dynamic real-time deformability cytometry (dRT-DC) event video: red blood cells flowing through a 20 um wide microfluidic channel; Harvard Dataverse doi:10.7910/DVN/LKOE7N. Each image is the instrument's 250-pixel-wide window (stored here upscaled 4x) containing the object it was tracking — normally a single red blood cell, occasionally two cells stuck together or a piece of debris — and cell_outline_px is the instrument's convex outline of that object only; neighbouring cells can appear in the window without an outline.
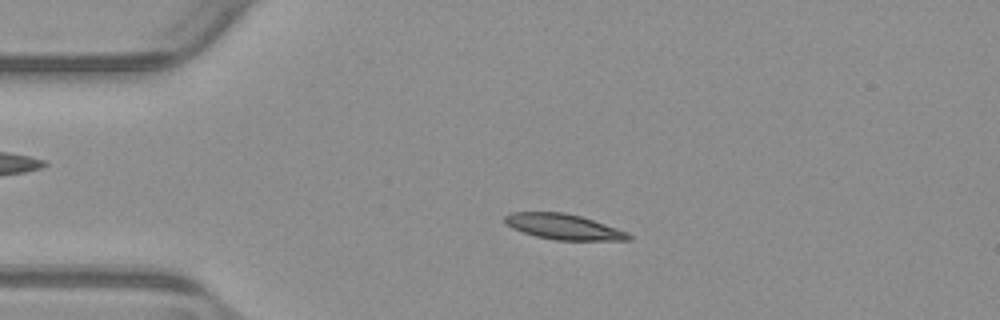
{"species": "common noctule bat (a hibernating species)", "species_latin": "Nyctalus noctula", "temperature_condition": "warm", "stored_images_in_passage": 54, "camera_frame_rate_fps": 3000, "um_per_image_px": 0.085, "animal": {"sex": "male", "body_mass_g": 23.1, "forearm_length_mm": 52.7}, "frame": {"image": 1, "passage_image": 12, "time_ms": 3.667, "image_size_px": [1000, 320], "cell_outline_px": [[632, 240], [556, 240], [536, 236], [512, 228], [504, 224], [504, 216], [512, 212], [564, 212], [580, 216], [628, 232], [632, 236]], "centroid_in_image_um": [47.88, 19.27], "position_along_channel_um": 37.1, "area_um2": 18.26}}
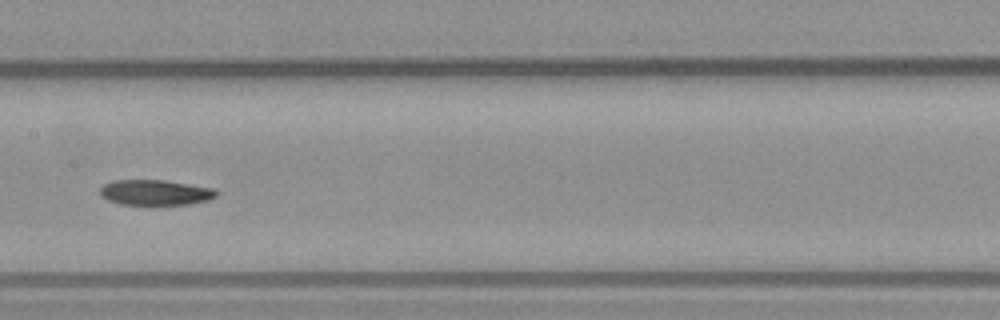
{"frame": {"image": 2, "passage_image": 27, "time_ms": 8.667, "image_size_px": [1000, 320], "cell_outline_px": [[220, 192], [216, 196], [208, 200], [188, 204], [120, 204], [108, 200], [100, 196], [100, 188], [104, 184], [112, 180], [164, 180], [212, 188]], "centroid_in_image_um": [13.18, 16.35], "position_along_channel_um": 194.2, "area_um2": 17.11}}
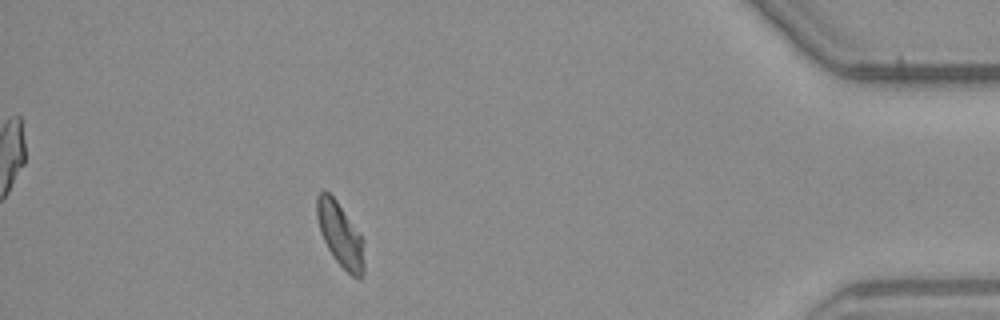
{"frame": {"image": 3, "passage_image": 48, "time_ms": 15.667, "image_size_px": [1000, 320], "cell_outline_px": [[364, 272], [360, 280], [352, 276], [332, 256], [320, 232], [316, 216], [316, 196], [320, 192], [328, 192], [336, 200], [360, 232], [364, 240]], "centroid_in_image_um": [28.94, 19.96], "position_along_channel_um": 406.3, "area_um2": 17.8}, "authors_computed_cell_mechanics": {"area_um2": 17.8313, "velocity_mm_per_s": 3.811, "shape_relaxation_time_tau1_ms": 6.2841, "shape_relaxation_time_tau2_ms": 9.1296, "deformation_change_tau1": 0.1562, "deformation_change_tau2": 0.104}}